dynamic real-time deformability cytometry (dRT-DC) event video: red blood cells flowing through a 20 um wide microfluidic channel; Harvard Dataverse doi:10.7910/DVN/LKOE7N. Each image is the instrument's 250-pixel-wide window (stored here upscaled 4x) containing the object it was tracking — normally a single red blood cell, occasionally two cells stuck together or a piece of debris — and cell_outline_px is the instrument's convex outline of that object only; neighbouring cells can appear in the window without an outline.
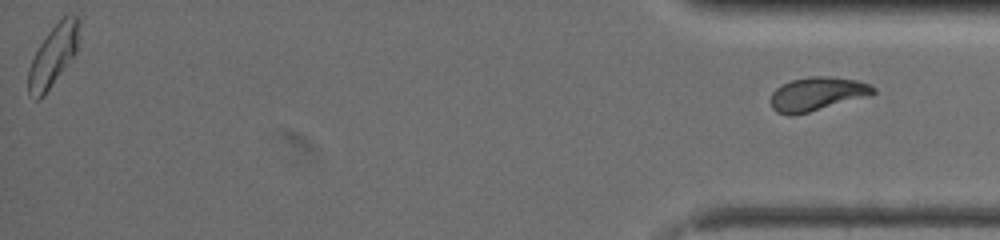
{"species": "common noctule bat (a hibernating species)", "species_latin": "Nyctalus noctula", "temperature_condition": "warm", "stored_images_in_passage": 49, "segment_of_instrument_passage": [2, 2], "camera_frame_rate_fps": 3000, "um_per_image_px": 0.085, "animal": {"sex": "female", "body_mass_g": 19.5, "forearm_length_mm": 54.1}, "frame": {"image": 1, "passage_image": 49, "time_ms": 16.0, "image_size_px": [1000, 240], "cell_outline_px": [[876, 92], [872, 96], [792, 116], [788, 116], [776, 112], [772, 108], [772, 92], [776, 88], [792, 80], [812, 76], [828, 76], [856, 80], [868, 84], [876, 88]], "centroid_in_image_um": [69.49, 8.0], "position_along_channel_um": 365.7, "area_um2": 20.17}}